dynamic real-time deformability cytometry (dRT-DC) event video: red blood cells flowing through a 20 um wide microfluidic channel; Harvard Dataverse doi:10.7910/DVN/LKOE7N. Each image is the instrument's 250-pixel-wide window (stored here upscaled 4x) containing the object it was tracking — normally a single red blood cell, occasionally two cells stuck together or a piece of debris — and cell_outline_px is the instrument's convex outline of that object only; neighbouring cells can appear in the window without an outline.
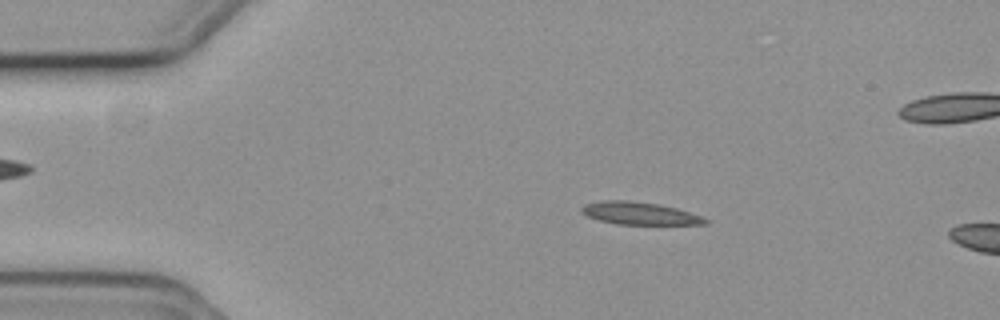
{"species": "common noctule bat (a hibernating species)", "species_latin": "Nyctalus noctula", "temperature_condition": "cold", "stored_images_in_passage": 56, "camera_frame_rate_fps": 3000, "um_per_image_px": 0.085, "animal": {"sex": "female", "body_mass_g": 19.3, "forearm_length_mm": 54.1}, "frame": {"image": 1, "passage_image": 10, "time_ms": 3.0, "image_size_px": [1000, 320], "cell_outline_px": [[712, 220], [708, 224], [616, 224], [600, 220], [588, 216], [580, 212], [580, 208], [584, 204], [600, 200], [628, 200], [660, 204], [676, 208], [704, 216]], "centroid_in_image_um": [54.4, 18.13], "position_along_channel_um": 30.6, "area_um2": 16.47}}
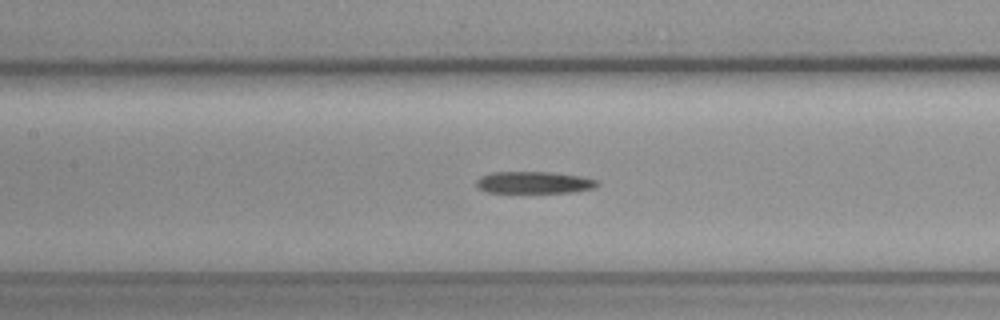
{"frame": {"image": 2, "passage_image": 25, "time_ms": 8.0, "image_size_px": [1000, 320], "cell_outline_px": [[600, 184], [596, 188], [576, 192], [488, 192], [476, 188], [476, 180], [480, 176], [492, 172], [548, 172], [584, 176], [600, 180]], "centroid_in_image_um": [45.45, 15.51], "position_along_channel_um": 161.9, "area_um2": 15.72}}
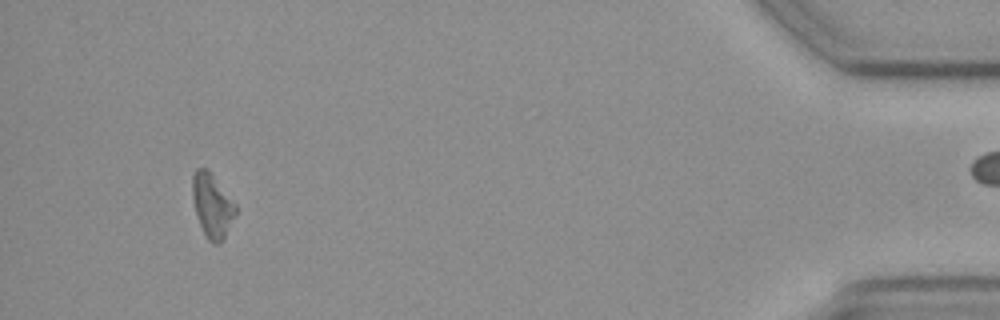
{"frame": {"image": 3, "passage_image": 52, "time_ms": 17.0, "image_size_px": [1000, 320], "cell_outline_px": [[236, 212], [220, 244], [212, 244], [208, 240], [200, 224], [196, 212], [192, 196], [192, 176], [196, 168], [208, 168], [236, 204]], "centroid_in_image_um": [18.02, 17.43], "position_along_channel_um": 417.2, "area_um2": 15.9}}